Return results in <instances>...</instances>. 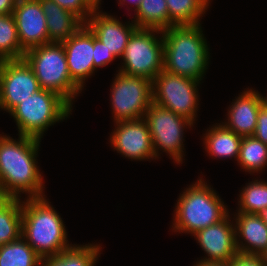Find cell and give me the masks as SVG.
Instances as JSON below:
<instances>
[{
    "instance_id": "obj_1",
    "label": "cell",
    "mask_w": 267,
    "mask_h": 266,
    "mask_svg": "<svg viewBox=\"0 0 267 266\" xmlns=\"http://www.w3.org/2000/svg\"><path fill=\"white\" fill-rule=\"evenodd\" d=\"M41 139L19 135L18 139L0 134V193L20 199L44 197L43 175L39 170ZM44 192V193H43Z\"/></svg>"
},
{
    "instance_id": "obj_2",
    "label": "cell",
    "mask_w": 267,
    "mask_h": 266,
    "mask_svg": "<svg viewBox=\"0 0 267 266\" xmlns=\"http://www.w3.org/2000/svg\"><path fill=\"white\" fill-rule=\"evenodd\" d=\"M162 33L164 70L202 81L210 61V48L201 24L172 26Z\"/></svg>"
},
{
    "instance_id": "obj_3",
    "label": "cell",
    "mask_w": 267,
    "mask_h": 266,
    "mask_svg": "<svg viewBox=\"0 0 267 266\" xmlns=\"http://www.w3.org/2000/svg\"><path fill=\"white\" fill-rule=\"evenodd\" d=\"M46 196L22 200V237L42 258L70 248L64 221Z\"/></svg>"
},
{
    "instance_id": "obj_4",
    "label": "cell",
    "mask_w": 267,
    "mask_h": 266,
    "mask_svg": "<svg viewBox=\"0 0 267 266\" xmlns=\"http://www.w3.org/2000/svg\"><path fill=\"white\" fill-rule=\"evenodd\" d=\"M175 207L172 231L191 236L198 230L219 222L230 213L228 206L203 178L184 189Z\"/></svg>"
},
{
    "instance_id": "obj_5",
    "label": "cell",
    "mask_w": 267,
    "mask_h": 266,
    "mask_svg": "<svg viewBox=\"0 0 267 266\" xmlns=\"http://www.w3.org/2000/svg\"><path fill=\"white\" fill-rule=\"evenodd\" d=\"M23 59L42 89L62 97L71 107L82 88L71 78L62 43L51 42L25 51Z\"/></svg>"
},
{
    "instance_id": "obj_6",
    "label": "cell",
    "mask_w": 267,
    "mask_h": 266,
    "mask_svg": "<svg viewBox=\"0 0 267 266\" xmlns=\"http://www.w3.org/2000/svg\"><path fill=\"white\" fill-rule=\"evenodd\" d=\"M72 110L58 94L40 88L9 114L16 122L18 135L41 139L50 126L66 120Z\"/></svg>"
},
{
    "instance_id": "obj_7",
    "label": "cell",
    "mask_w": 267,
    "mask_h": 266,
    "mask_svg": "<svg viewBox=\"0 0 267 266\" xmlns=\"http://www.w3.org/2000/svg\"><path fill=\"white\" fill-rule=\"evenodd\" d=\"M121 60L124 62L119 72L153 81L158 73L164 70L162 31L137 28L130 36Z\"/></svg>"
},
{
    "instance_id": "obj_8",
    "label": "cell",
    "mask_w": 267,
    "mask_h": 266,
    "mask_svg": "<svg viewBox=\"0 0 267 266\" xmlns=\"http://www.w3.org/2000/svg\"><path fill=\"white\" fill-rule=\"evenodd\" d=\"M199 84L198 80L162 70L152 81L153 103L194 124L199 108Z\"/></svg>"
},
{
    "instance_id": "obj_9",
    "label": "cell",
    "mask_w": 267,
    "mask_h": 266,
    "mask_svg": "<svg viewBox=\"0 0 267 266\" xmlns=\"http://www.w3.org/2000/svg\"><path fill=\"white\" fill-rule=\"evenodd\" d=\"M149 132L155 157L159 158V151L166 152L177 164L184 160V130L194 124L188 119L171 112L152 102L144 115Z\"/></svg>"
},
{
    "instance_id": "obj_10",
    "label": "cell",
    "mask_w": 267,
    "mask_h": 266,
    "mask_svg": "<svg viewBox=\"0 0 267 266\" xmlns=\"http://www.w3.org/2000/svg\"><path fill=\"white\" fill-rule=\"evenodd\" d=\"M117 72L110 91L113 121L144 118L153 102L152 81L141 76Z\"/></svg>"
},
{
    "instance_id": "obj_11",
    "label": "cell",
    "mask_w": 267,
    "mask_h": 266,
    "mask_svg": "<svg viewBox=\"0 0 267 266\" xmlns=\"http://www.w3.org/2000/svg\"><path fill=\"white\" fill-rule=\"evenodd\" d=\"M39 82L24 59L0 61V109L10 113L40 89Z\"/></svg>"
},
{
    "instance_id": "obj_12",
    "label": "cell",
    "mask_w": 267,
    "mask_h": 266,
    "mask_svg": "<svg viewBox=\"0 0 267 266\" xmlns=\"http://www.w3.org/2000/svg\"><path fill=\"white\" fill-rule=\"evenodd\" d=\"M114 126L109 142L119 154L136 161L156 159L149 127L144 118L115 122Z\"/></svg>"
},
{
    "instance_id": "obj_13",
    "label": "cell",
    "mask_w": 267,
    "mask_h": 266,
    "mask_svg": "<svg viewBox=\"0 0 267 266\" xmlns=\"http://www.w3.org/2000/svg\"><path fill=\"white\" fill-rule=\"evenodd\" d=\"M228 213L222 220L198 230L194 236L207 257L198 261L230 262L239 253L236 246L235 226Z\"/></svg>"
},
{
    "instance_id": "obj_14",
    "label": "cell",
    "mask_w": 267,
    "mask_h": 266,
    "mask_svg": "<svg viewBox=\"0 0 267 266\" xmlns=\"http://www.w3.org/2000/svg\"><path fill=\"white\" fill-rule=\"evenodd\" d=\"M12 15L24 51L49 43L46 17L40 0H18Z\"/></svg>"
},
{
    "instance_id": "obj_15",
    "label": "cell",
    "mask_w": 267,
    "mask_h": 266,
    "mask_svg": "<svg viewBox=\"0 0 267 266\" xmlns=\"http://www.w3.org/2000/svg\"><path fill=\"white\" fill-rule=\"evenodd\" d=\"M71 78L83 89L86 79L95 72L93 66L94 34L84 24L71 38L61 42Z\"/></svg>"
},
{
    "instance_id": "obj_16",
    "label": "cell",
    "mask_w": 267,
    "mask_h": 266,
    "mask_svg": "<svg viewBox=\"0 0 267 266\" xmlns=\"http://www.w3.org/2000/svg\"><path fill=\"white\" fill-rule=\"evenodd\" d=\"M85 25L116 58L122 57L130 36L137 29L133 21L123 23L100 9L93 11Z\"/></svg>"
},
{
    "instance_id": "obj_17",
    "label": "cell",
    "mask_w": 267,
    "mask_h": 266,
    "mask_svg": "<svg viewBox=\"0 0 267 266\" xmlns=\"http://www.w3.org/2000/svg\"><path fill=\"white\" fill-rule=\"evenodd\" d=\"M263 104V95L247 88L233 100L227 111V120L222 124L241 137L253 136Z\"/></svg>"
},
{
    "instance_id": "obj_18",
    "label": "cell",
    "mask_w": 267,
    "mask_h": 266,
    "mask_svg": "<svg viewBox=\"0 0 267 266\" xmlns=\"http://www.w3.org/2000/svg\"><path fill=\"white\" fill-rule=\"evenodd\" d=\"M232 219L238 253L261 255L267 249V225L259 214L235 212Z\"/></svg>"
},
{
    "instance_id": "obj_19",
    "label": "cell",
    "mask_w": 267,
    "mask_h": 266,
    "mask_svg": "<svg viewBox=\"0 0 267 266\" xmlns=\"http://www.w3.org/2000/svg\"><path fill=\"white\" fill-rule=\"evenodd\" d=\"M46 17L49 43H61L71 38L85 23L74 13L52 0H40Z\"/></svg>"
},
{
    "instance_id": "obj_20",
    "label": "cell",
    "mask_w": 267,
    "mask_h": 266,
    "mask_svg": "<svg viewBox=\"0 0 267 266\" xmlns=\"http://www.w3.org/2000/svg\"><path fill=\"white\" fill-rule=\"evenodd\" d=\"M242 138L220 122L206 130L203 135V143L205 151L210 157L216 159L233 157L237 161Z\"/></svg>"
},
{
    "instance_id": "obj_21",
    "label": "cell",
    "mask_w": 267,
    "mask_h": 266,
    "mask_svg": "<svg viewBox=\"0 0 267 266\" xmlns=\"http://www.w3.org/2000/svg\"><path fill=\"white\" fill-rule=\"evenodd\" d=\"M22 236V200L0 193V247Z\"/></svg>"
},
{
    "instance_id": "obj_22",
    "label": "cell",
    "mask_w": 267,
    "mask_h": 266,
    "mask_svg": "<svg viewBox=\"0 0 267 266\" xmlns=\"http://www.w3.org/2000/svg\"><path fill=\"white\" fill-rule=\"evenodd\" d=\"M100 251L99 244H73L59 255L42 259L41 266H95Z\"/></svg>"
},
{
    "instance_id": "obj_23",
    "label": "cell",
    "mask_w": 267,
    "mask_h": 266,
    "mask_svg": "<svg viewBox=\"0 0 267 266\" xmlns=\"http://www.w3.org/2000/svg\"><path fill=\"white\" fill-rule=\"evenodd\" d=\"M134 12L132 21L137 28L164 31L173 26L169 22L166 0H142Z\"/></svg>"
},
{
    "instance_id": "obj_24",
    "label": "cell",
    "mask_w": 267,
    "mask_h": 266,
    "mask_svg": "<svg viewBox=\"0 0 267 266\" xmlns=\"http://www.w3.org/2000/svg\"><path fill=\"white\" fill-rule=\"evenodd\" d=\"M166 3L169 22L173 26L201 24V19L210 6V0H166Z\"/></svg>"
},
{
    "instance_id": "obj_25",
    "label": "cell",
    "mask_w": 267,
    "mask_h": 266,
    "mask_svg": "<svg viewBox=\"0 0 267 266\" xmlns=\"http://www.w3.org/2000/svg\"><path fill=\"white\" fill-rule=\"evenodd\" d=\"M42 258L21 236L0 247V266H41Z\"/></svg>"
},
{
    "instance_id": "obj_26",
    "label": "cell",
    "mask_w": 267,
    "mask_h": 266,
    "mask_svg": "<svg viewBox=\"0 0 267 266\" xmlns=\"http://www.w3.org/2000/svg\"><path fill=\"white\" fill-rule=\"evenodd\" d=\"M237 163L250 174L263 172L267 167V145L254 136L243 137Z\"/></svg>"
},
{
    "instance_id": "obj_27",
    "label": "cell",
    "mask_w": 267,
    "mask_h": 266,
    "mask_svg": "<svg viewBox=\"0 0 267 266\" xmlns=\"http://www.w3.org/2000/svg\"><path fill=\"white\" fill-rule=\"evenodd\" d=\"M15 19L11 14H0V61L23 59Z\"/></svg>"
},
{
    "instance_id": "obj_28",
    "label": "cell",
    "mask_w": 267,
    "mask_h": 266,
    "mask_svg": "<svg viewBox=\"0 0 267 266\" xmlns=\"http://www.w3.org/2000/svg\"><path fill=\"white\" fill-rule=\"evenodd\" d=\"M240 191L237 212L260 214L267 209V181L254 179Z\"/></svg>"
},
{
    "instance_id": "obj_29",
    "label": "cell",
    "mask_w": 267,
    "mask_h": 266,
    "mask_svg": "<svg viewBox=\"0 0 267 266\" xmlns=\"http://www.w3.org/2000/svg\"><path fill=\"white\" fill-rule=\"evenodd\" d=\"M63 9L77 15L84 23L95 10L86 0H52Z\"/></svg>"
},
{
    "instance_id": "obj_30",
    "label": "cell",
    "mask_w": 267,
    "mask_h": 266,
    "mask_svg": "<svg viewBox=\"0 0 267 266\" xmlns=\"http://www.w3.org/2000/svg\"><path fill=\"white\" fill-rule=\"evenodd\" d=\"M117 59L103 43L95 38L94 35V54H93V66L97 70L98 67H105L112 60Z\"/></svg>"
},
{
    "instance_id": "obj_31",
    "label": "cell",
    "mask_w": 267,
    "mask_h": 266,
    "mask_svg": "<svg viewBox=\"0 0 267 266\" xmlns=\"http://www.w3.org/2000/svg\"><path fill=\"white\" fill-rule=\"evenodd\" d=\"M253 136L267 145V106L265 104H263L259 110L257 125Z\"/></svg>"
},
{
    "instance_id": "obj_32",
    "label": "cell",
    "mask_w": 267,
    "mask_h": 266,
    "mask_svg": "<svg viewBox=\"0 0 267 266\" xmlns=\"http://www.w3.org/2000/svg\"><path fill=\"white\" fill-rule=\"evenodd\" d=\"M229 263L231 266H265L261 255L238 254Z\"/></svg>"
},
{
    "instance_id": "obj_33",
    "label": "cell",
    "mask_w": 267,
    "mask_h": 266,
    "mask_svg": "<svg viewBox=\"0 0 267 266\" xmlns=\"http://www.w3.org/2000/svg\"><path fill=\"white\" fill-rule=\"evenodd\" d=\"M18 0H0V14H11Z\"/></svg>"
},
{
    "instance_id": "obj_34",
    "label": "cell",
    "mask_w": 267,
    "mask_h": 266,
    "mask_svg": "<svg viewBox=\"0 0 267 266\" xmlns=\"http://www.w3.org/2000/svg\"><path fill=\"white\" fill-rule=\"evenodd\" d=\"M193 266H231L229 262L197 261Z\"/></svg>"
},
{
    "instance_id": "obj_35",
    "label": "cell",
    "mask_w": 267,
    "mask_h": 266,
    "mask_svg": "<svg viewBox=\"0 0 267 266\" xmlns=\"http://www.w3.org/2000/svg\"><path fill=\"white\" fill-rule=\"evenodd\" d=\"M118 1H119L118 5L120 4V6H122V7H123V5H126L125 2L128 1L127 3H130L131 7L135 6L134 11H136L142 0H118Z\"/></svg>"
},
{
    "instance_id": "obj_36",
    "label": "cell",
    "mask_w": 267,
    "mask_h": 266,
    "mask_svg": "<svg viewBox=\"0 0 267 266\" xmlns=\"http://www.w3.org/2000/svg\"><path fill=\"white\" fill-rule=\"evenodd\" d=\"M95 10H99L101 0H86Z\"/></svg>"
},
{
    "instance_id": "obj_37",
    "label": "cell",
    "mask_w": 267,
    "mask_h": 266,
    "mask_svg": "<svg viewBox=\"0 0 267 266\" xmlns=\"http://www.w3.org/2000/svg\"><path fill=\"white\" fill-rule=\"evenodd\" d=\"M259 216L261 217V219L265 222V224L267 225V209L264 212H261L259 214Z\"/></svg>"
},
{
    "instance_id": "obj_38",
    "label": "cell",
    "mask_w": 267,
    "mask_h": 266,
    "mask_svg": "<svg viewBox=\"0 0 267 266\" xmlns=\"http://www.w3.org/2000/svg\"><path fill=\"white\" fill-rule=\"evenodd\" d=\"M265 266H267V249L261 254Z\"/></svg>"
},
{
    "instance_id": "obj_39",
    "label": "cell",
    "mask_w": 267,
    "mask_h": 266,
    "mask_svg": "<svg viewBox=\"0 0 267 266\" xmlns=\"http://www.w3.org/2000/svg\"><path fill=\"white\" fill-rule=\"evenodd\" d=\"M264 104L267 106V95L263 97Z\"/></svg>"
}]
</instances>
